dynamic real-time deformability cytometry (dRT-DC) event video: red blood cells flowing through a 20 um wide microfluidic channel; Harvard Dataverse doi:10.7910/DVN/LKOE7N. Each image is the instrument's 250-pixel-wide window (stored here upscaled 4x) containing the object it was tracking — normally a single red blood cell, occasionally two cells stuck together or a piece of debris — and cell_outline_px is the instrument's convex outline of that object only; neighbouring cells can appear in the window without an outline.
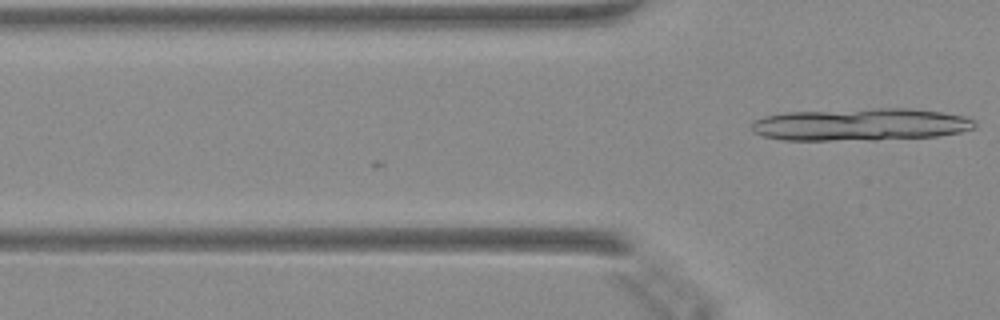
{"species": "Egyptian fruit bat (a non-hibernating species)", "species_latin": "Rousettus aegyptiacus", "temperature_condition": "warm", "stored_images_in_passage": 14, "camera_frame_rate_fps": 3000, "um_per_image_px": 0.085, "animal": {"sex": "female"}, "frame": {"image": 1, "passage_image": 14, "time_ms": 4.333, "image_size_px": [1000, 320], "cell_outline_px": [[976, 128], [960, 132], [936, 136], [876, 140], [784, 140], [764, 136], [752, 132], [752, 120], [764, 116], [784, 112], [872, 108], [912, 108], [940, 112], [964, 116], [976, 120]], "centroid_in_image_um": [73.14, 10.58], "position_along_channel_um": 52.7, "area_um2": 42.6}}